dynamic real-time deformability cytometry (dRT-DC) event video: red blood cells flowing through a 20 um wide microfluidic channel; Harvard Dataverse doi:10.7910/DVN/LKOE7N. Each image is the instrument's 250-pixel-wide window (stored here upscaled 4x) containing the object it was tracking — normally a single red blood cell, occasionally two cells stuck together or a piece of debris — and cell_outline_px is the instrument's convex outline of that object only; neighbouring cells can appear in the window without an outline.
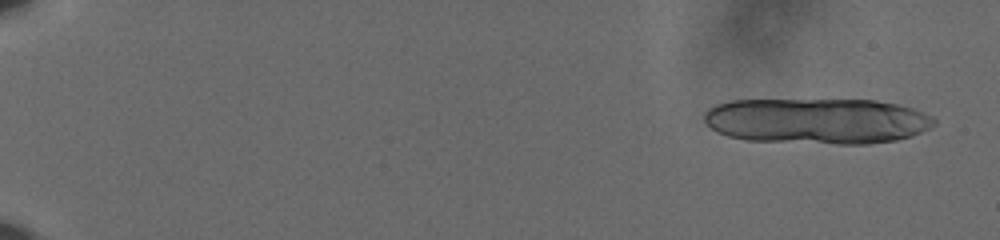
{"species": "human", "species_latin": "Homo sapiens", "temperature_condition": "cold", "stored_images_in_passage": 18, "camera_frame_rate_fps": 3000, "um_per_image_px": 0.085, "donor": {"sex": "male"}, "frame": {"image": 1, "passage_image": 1, "time_ms": 0.0, "image_size_px": [1000, 240], "cell_outline_px": [[936, 124], [912, 136], [896, 140], [868, 144], [836, 144], [748, 140], [728, 136], [716, 132], [704, 120], [704, 112], [708, 108], [716, 104], [728, 100], [876, 100], [896, 104], [912, 108], [932, 116], [936, 120]], "centroid_in_image_um": [69.44, 10.28], "position_along_channel_um": 15.6, "area_um2": 61.61}}